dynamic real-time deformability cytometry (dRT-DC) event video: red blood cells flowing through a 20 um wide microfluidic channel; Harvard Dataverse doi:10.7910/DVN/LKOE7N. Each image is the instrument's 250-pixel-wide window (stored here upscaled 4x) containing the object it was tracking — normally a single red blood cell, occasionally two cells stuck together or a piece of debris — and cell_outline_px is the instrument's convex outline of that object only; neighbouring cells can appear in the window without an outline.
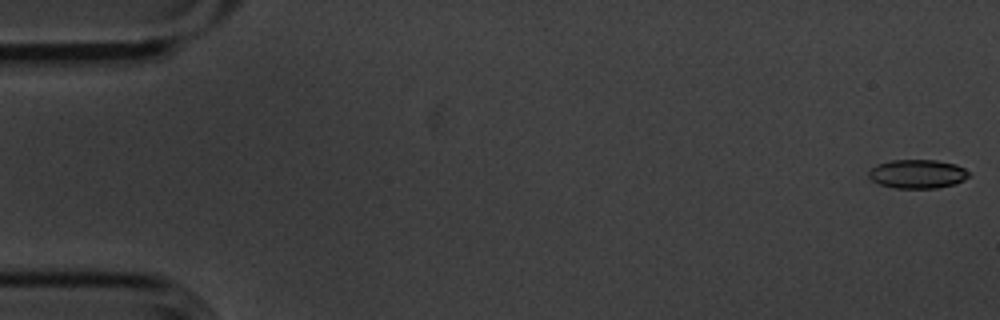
{"species": "common noctule bat (a hibernating species)", "species_latin": "Nyctalus noctula", "temperature_condition": "cold", "stored_images_in_passage": 55, "camera_frame_rate_fps": 3000, "um_per_image_px": 0.085, "animal": {"sex": "male", "body_mass_g": 20.1, "forearm_length_mm": 53.5}, "frame": {"image": 1, "passage_image": 1, "time_ms": 0.0, "image_size_px": [1000, 320], "cell_outline_px": [[968, 176], [964, 180], [956, 184], [936, 188], [896, 188], [880, 184], [872, 180], [868, 176], [868, 172], [876, 164], [892, 160], [936, 160], [956, 164], [964, 168], [968, 172]], "centroid_in_image_um": [77.98, 14.78], "position_along_channel_um": 7.0, "area_um2": 16.82}}
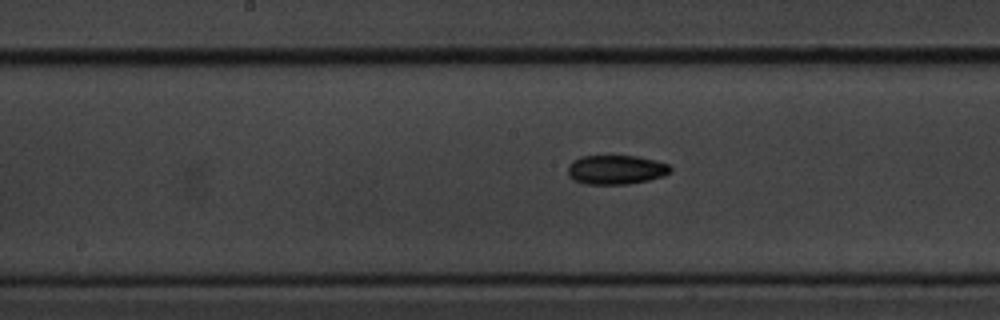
{"frame": {"image": 2, "passage_image": 28, "time_ms": 9.0, "image_size_px": [1000, 320], "cell_outline_px": [[672, 172], [664, 176], [648, 180], [628, 184], [584, 184], [568, 176], [568, 164], [580, 156], [636, 156], [656, 160], [668, 164], [672, 168]], "centroid_in_image_um": [52.38, 14.42], "position_along_channel_um": 195.8, "area_um2": 17.57}}
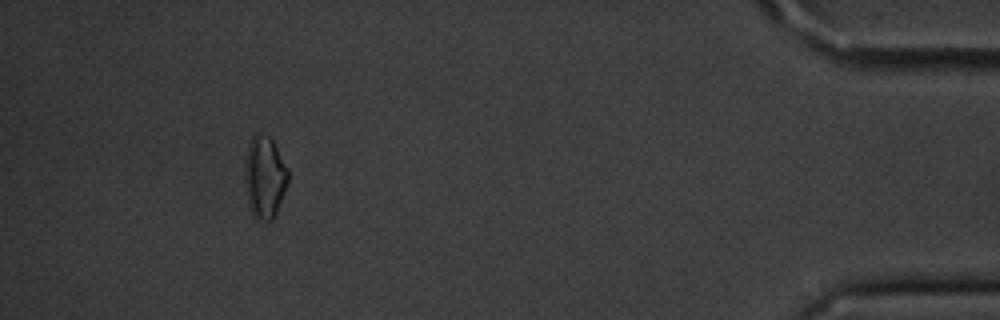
{"frame": {"image": 3, "passage_image": 51, "time_ms": 16.667, "image_size_px": [1000, 320], "cell_outline_px": [[288, 180], [284, 192], [276, 212], [272, 220], [264, 220], [252, 216], [248, 204], [244, 180], [244, 164], [248, 148], [252, 136], [268, 136], [272, 140], [288, 168]], "centroid_in_image_um": [22.48, 15.09], "position_along_channel_um": 412.7, "area_um2": 20.4}}